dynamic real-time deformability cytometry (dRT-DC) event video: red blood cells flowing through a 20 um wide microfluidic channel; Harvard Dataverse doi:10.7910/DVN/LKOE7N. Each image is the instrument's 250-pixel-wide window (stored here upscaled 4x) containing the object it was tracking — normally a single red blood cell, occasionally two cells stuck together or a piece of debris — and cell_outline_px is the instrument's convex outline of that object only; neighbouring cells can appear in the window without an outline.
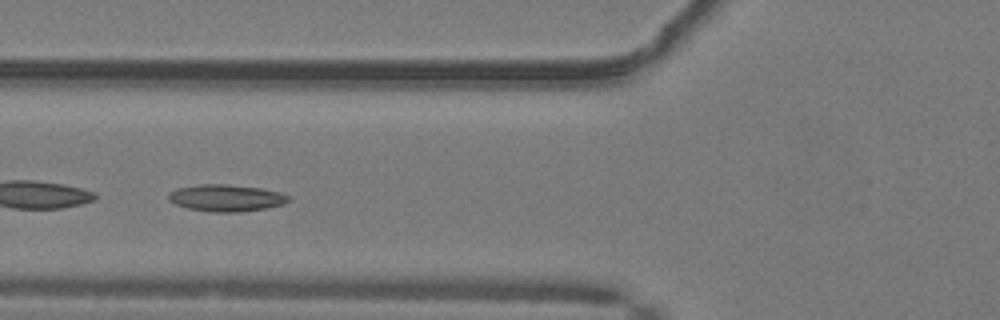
{"species": "common noctule bat (a hibernating species)", "species_latin": "Nyctalus noctula", "temperature_condition": "warm", "stored_images_in_passage": 18, "camera_frame_rate_fps": 3000, "um_per_image_px": 0.085, "animal": {"sex": "male", "body_mass_g": 19.2, "forearm_length_mm": 51.8}, "frame": {"image": 1, "passage_image": 13, "time_ms": 4.0, "image_size_px": [1000, 320], "cell_outline_px": [[292, 200], [284, 204], [264, 208], [240, 212], [212, 212], [188, 208], [176, 204], [168, 200], [168, 192], [180, 188], [200, 184], [228, 184], [260, 188], [280, 192], [292, 196]], "centroid_in_image_um": [19.27, 16.82], "position_along_channel_um": 106.5, "area_um2": 18.84}}
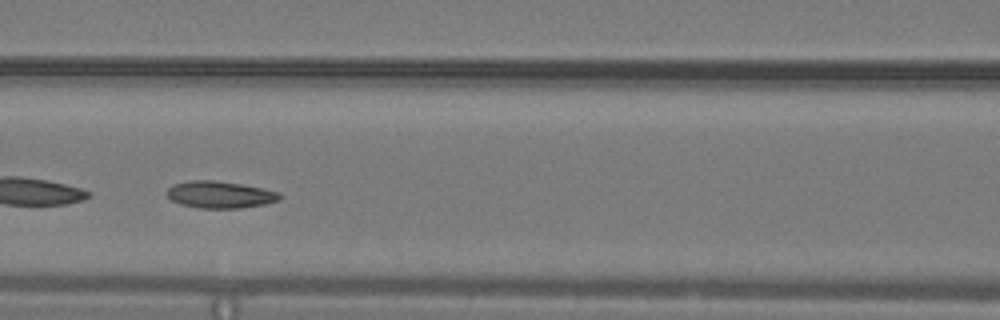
{"frame": {"image": 2, "passage_image": 16, "time_ms": 5.0, "image_size_px": [1000, 320], "cell_outline_px": [[280, 200], [264, 204], [240, 208], [200, 208], [180, 204], [172, 200], [168, 196], [168, 188], [172, 184], [188, 180], [216, 180], [240, 184], [280, 192]], "centroid_in_image_um": [18.68, 16.54], "position_along_channel_um": 147.9, "area_um2": 17.63}}